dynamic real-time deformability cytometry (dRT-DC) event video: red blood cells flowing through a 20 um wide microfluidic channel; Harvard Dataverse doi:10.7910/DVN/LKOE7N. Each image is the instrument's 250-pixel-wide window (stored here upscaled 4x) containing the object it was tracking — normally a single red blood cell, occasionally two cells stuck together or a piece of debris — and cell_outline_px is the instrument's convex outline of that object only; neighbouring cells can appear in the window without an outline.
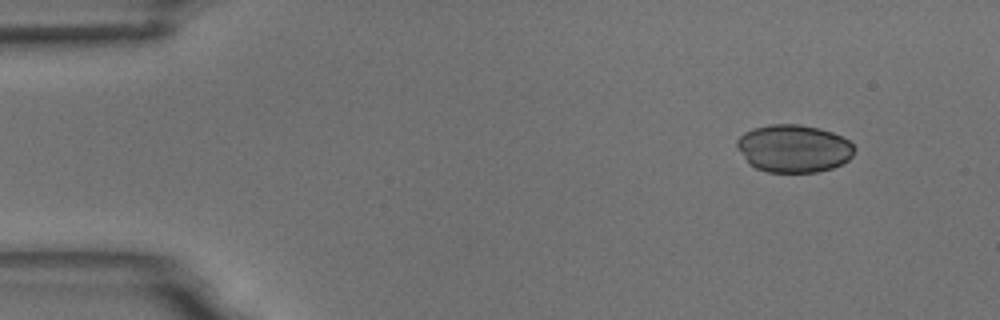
{"species": "common noctule bat (a hibernating species)", "species_latin": "Nyctalus noctula", "temperature_condition": "room temperature", "stored_images_in_passage": 4, "camera_frame_rate_fps": 3000, "um_per_image_px": 0.085, "animal": {"sex": "male", "body_mass_g": 18.8}, "frame": {"image": 1, "passage_image": 1, "time_ms": 0.0, "image_size_px": [1000, 320], "cell_outline_px": [[856, 148], [852, 156], [848, 160], [832, 168], [816, 172], [768, 172], [756, 168], [744, 156], [736, 144], [736, 140], [744, 132], [752, 128], [768, 124], [800, 124], [820, 128], [832, 132], [848, 140]], "centroid_in_image_um": [67.48, 12.6], "position_along_channel_um": 17.5, "area_um2": 32.54}}